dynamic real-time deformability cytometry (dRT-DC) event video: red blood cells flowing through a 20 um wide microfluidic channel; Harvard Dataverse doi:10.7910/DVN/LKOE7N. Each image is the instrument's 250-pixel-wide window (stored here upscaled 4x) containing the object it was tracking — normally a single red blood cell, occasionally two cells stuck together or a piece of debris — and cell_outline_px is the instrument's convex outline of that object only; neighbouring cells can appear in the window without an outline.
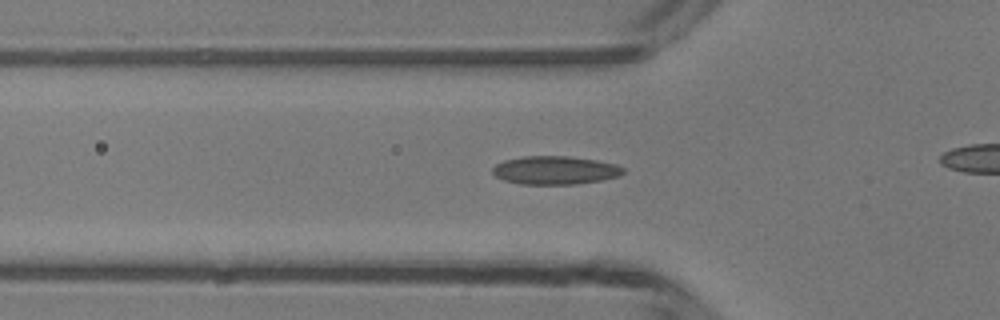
{"species": "common noctule bat (a hibernating species)", "species_latin": "Nyctalus noctula", "temperature_condition": "room temperature", "stored_images_in_passage": 17, "camera_frame_rate_fps": 3000, "um_per_image_px": 0.085, "animal": {"sex": "male", "body_mass_g": 13.3}, "frame": {"image": 1, "passage_image": 3, "time_ms": 0.667, "image_size_px": [1000, 320], "cell_outline_px": [[624, 172], [620, 176], [600, 180], [576, 184], [520, 184], [504, 180], [496, 176], [492, 172], [492, 168], [496, 164], [504, 160], [524, 156], [564, 156], [596, 160], [616, 164], [624, 168]], "centroid_in_image_um": [47.17, 14.47], "position_along_channel_um": 78.6, "area_um2": 21.5}}
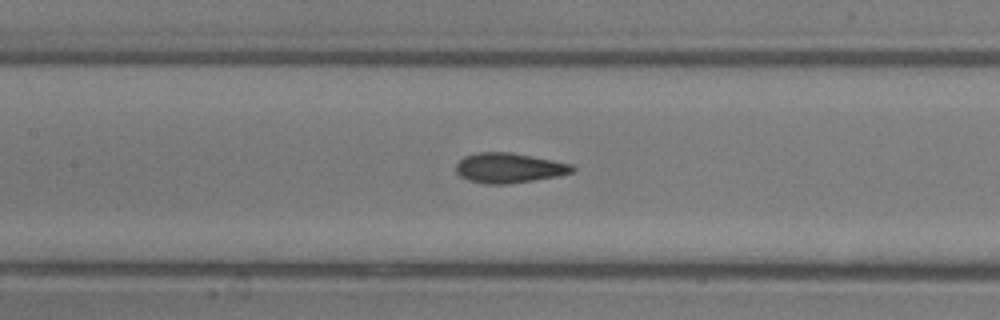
{"frame": {"image": 2, "passage_image": 9, "time_ms": 2.667, "image_size_px": [1000, 320], "cell_outline_px": [[576, 168], [572, 172], [556, 176], [508, 184], [484, 184], [468, 180], [460, 176], [456, 172], [456, 164], [464, 156], [476, 152], [512, 152], [572, 164]], "centroid_in_image_um": [43.23, 14.27], "position_along_channel_um": 164.2, "area_um2": 20.29}}
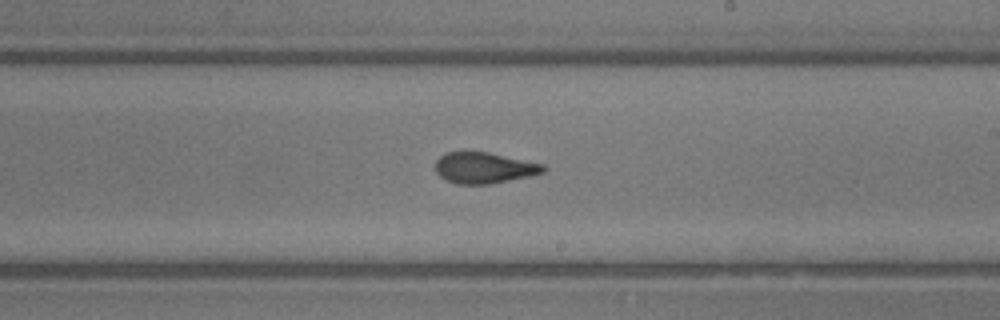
{"frame": {"image": 3, "passage_image": 15, "time_ms": 4.667, "image_size_px": [1000, 320], "cell_outline_px": [[548, 168], [544, 172], [528, 176], [488, 184], [456, 184], [444, 180], [436, 172], [436, 160], [440, 156], [448, 152], [464, 148], [488, 152], [544, 164]], "centroid_in_image_um": [41.1, 14.22], "position_along_channel_um": 247.9, "area_um2": 20.0}}